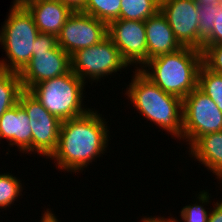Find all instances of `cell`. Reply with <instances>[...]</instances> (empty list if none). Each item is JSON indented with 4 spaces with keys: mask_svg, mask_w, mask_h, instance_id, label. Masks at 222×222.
Masks as SVG:
<instances>
[{
    "mask_svg": "<svg viewBox=\"0 0 222 222\" xmlns=\"http://www.w3.org/2000/svg\"><path fill=\"white\" fill-rule=\"evenodd\" d=\"M95 109L61 123L58 145L51 159L56 167L68 172H83L105 153L109 142L106 119Z\"/></svg>",
    "mask_w": 222,
    "mask_h": 222,
    "instance_id": "cell-1",
    "label": "cell"
},
{
    "mask_svg": "<svg viewBox=\"0 0 222 222\" xmlns=\"http://www.w3.org/2000/svg\"><path fill=\"white\" fill-rule=\"evenodd\" d=\"M133 73L125 93L127 99L147 120L182 140V99L162 91L141 70L135 69Z\"/></svg>",
    "mask_w": 222,
    "mask_h": 222,
    "instance_id": "cell-2",
    "label": "cell"
},
{
    "mask_svg": "<svg viewBox=\"0 0 222 222\" xmlns=\"http://www.w3.org/2000/svg\"><path fill=\"white\" fill-rule=\"evenodd\" d=\"M202 64V51L181 47L177 51L148 60L139 70L162 91L183 100L198 87V74Z\"/></svg>",
    "mask_w": 222,
    "mask_h": 222,
    "instance_id": "cell-3",
    "label": "cell"
},
{
    "mask_svg": "<svg viewBox=\"0 0 222 222\" xmlns=\"http://www.w3.org/2000/svg\"><path fill=\"white\" fill-rule=\"evenodd\" d=\"M9 12L0 30V45L9 60H0V70L20 73L31 60L39 30L24 5L12 4Z\"/></svg>",
    "mask_w": 222,
    "mask_h": 222,
    "instance_id": "cell-4",
    "label": "cell"
},
{
    "mask_svg": "<svg viewBox=\"0 0 222 222\" xmlns=\"http://www.w3.org/2000/svg\"><path fill=\"white\" fill-rule=\"evenodd\" d=\"M85 83L72 71L34 85L29 92L42 106L61 121L86 114L84 107Z\"/></svg>",
    "mask_w": 222,
    "mask_h": 222,
    "instance_id": "cell-5",
    "label": "cell"
},
{
    "mask_svg": "<svg viewBox=\"0 0 222 222\" xmlns=\"http://www.w3.org/2000/svg\"><path fill=\"white\" fill-rule=\"evenodd\" d=\"M70 70V55L58 46L57 36L39 33L31 60L19 76L23 90L29 91L39 82L62 76Z\"/></svg>",
    "mask_w": 222,
    "mask_h": 222,
    "instance_id": "cell-6",
    "label": "cell"
},
{
    "mask_svg": "<svg viewBox=\"0 0 222 222\" xmlns=\"http://www.w3.org/2000/svg\"><path fill=\"white\" fill-rule=\"evenodd\" d=\"M71 70L84 82L117 73L128 67L118 48L109 36L88 48L80 49L70 56Z\"/></svg>",
    "mask_w": 222,
    "mask_h": 222,
    "instance_id": "cell-7",
    "label": "cell"
},
{
    "mask_svg": "<svg viewBox=\"0 0 222 222\" xmlns=\"http://www.w3.org/2000/svg\"><path fill=\"white\" fill-rule=\"evenodd\" d=\"M183 140L191 145L198 137L222 131V112L198 87L183 100Z\"/></svg>",
    "mask_w": 222,
    "mask_h": 222,
    "instance_id": "cell-8",
    "label": "cell"
},
{
    "mask_svg": "<svg viewBox=\"0 0 222 222\" xmlns=\"http://www.w3.org/2000/svg\"><path fill=\"white\" fill-rule=\"evenodd\" d=\"M18 103L26 111L32 129V152L50 159L55 152L62 121L50 114L42 104L29 92L23 90Z\"/></svg>",
    "mask_w": 222,
    "mask_h": 222,
    "instance_id": "cell-9",
    "label": "cell"
},
{
    "mask_svg": "<svg viewBox=\"0 0 222 222\" xmlns=\"http://www.w3.org/2000/svg\"><path fill=\"white\" fill-rule=\"evenodd\" d=\"M107 36V23L82 11H73L57 35V42L71 56L80 49L99 43Z\"/></svg>",
    "mask_w": 222,
    "mask_h": 222,
    "instance_id": "cell-10",
    "label": "cell"
},
{
    "mask_svg": "<svg viewBox=\"0 0 222 222\" xmlns=\"http://www.w3.org/2000/svg\"><path fill=\"white\" fill-rule=\"evenodd\" d=\"M197 0H160V11L182 47L199 50Z\"/></svg>",
    "mask_w": 222,
    "mask_h": 222,
    "instance_id": "cell-11",
    "label": "cell"
},
{
    "mask_svg": "<svg viewBox=\"0 0 222 222\" xmlns=\"http://www.w3.org/2000/svg\"><path fill=\"white\" fill-rule=\"evenodd\" d=\"M108 36L118 48L122 58L130 65L147 62V40L144 21L115 19L108 24Z\"/></svg>",
    "mask_w": 222,
    "mask_h": 222,
    "instance_id": "cell-12",
    "label": "cell"
},
{
    "mask_svg": "<svg viewBox=\"0 0 222 222\" xmlns=\"http://www.w3.org/2000/svg\"><path fill=\"white\" fill-rule=\"evenodd\" d=\"M7 139L8 145L17 146L21 153L32 152V129L26 111L19 103L0 117V139Z\"/></svg>",
    "mask_w": 222,
    "mask_h": 222,
    "instance_id": "cell-13",
    "label": "cell"
},
{
    "mask_svg": "<svg viewBox=\"0 0 222 222\" xmlns=\"http://www.w3.org/2000/svg\"><path fill=\"white\" fill-rule=\"evenodd\" d=\"M32 14L39 33L58 35L73 11L58 0H31L24 4Z\"/></svg>",
    "mask_w": 222,
    "mask_h": 222,
    "instance_id": "cell-14",
    "label": "cell"
},
{
    "mask_svg": "<svg viewBox=\"0 0 222 222\" xmlns=\"http://www.w3.org/2000/svg\"><path fill=\"white\" fill-rule=\"evenodd\" d=\"M144 23L147 40V61L156 56L177 51L182 47L160 10Z\"/></svg>",
    "mask_w": 222,
    "mask_h": 222,
    "instance_id": "cell-15",
    "label": "cell"
},
{
    "mask_svg": "<svg viewBox=\"0 0 222 222\" xmlns=\"http://www.w3.org/2000/svg\"><path fill=\"white\" fill-rule=\"evenodd\" d=\"M188 152L222 183V131L198 137Z\"/></svg>",
    "mask_w": 222,
    "mask_h": 222,
    "instance_id": "cell-16",
    "label": "cell"
},
{
    "mask_svg": "<svg viewBox=\"0 0 222 222\" xmlns=\"http://www.w3.org/2000/svg\"><path fill=\"white\" fill-rule=\"evenodd\" d=\"M22 91L19 73L0 70V117L18 103Z\"/></svg>",
    "mask_w": 222,
    "mask_h": 222,
    "instance_id": "cell-17",
    "label": "cell"
},
{
    "mask_svg": "<svg viewBox=\"0 0 222 222\" xmlns=\"http://www.w3.org/2000/svg\"><path fill=\"white\" fill-rule=\"evenodd\" d=\"M160 10V0H121L120 19L146 21Z\"/></svg>",
    "mask_w": 222,
    "mask_h": 222,
    "instance_id": "cell-18",
    "label": "cell"
},
{
    "mask_svg": "<svg viewBox=\"0 0 222 222\" xmlns=\"http://www.w3.org/2000/svg\"><path fill=\"white\" fill-rule=\"evenodd\" d=\"M198 88L210 97L222 112V74L201 65L198 74Z\"/></svg>",
    "mask_w": 222,
    "mask_h": 222,
    "instance_id": "cell-19",
    "label": "cell"
},
{
    "mask_svg": "<svg viewBox=\"0 0 222 222\" xmlns=\"http://www.w3.org/2000/svg\"><path fill=\"white\" fill-rule=\"evenodd\" d=\"M121 0H86L83 13L109 24L120 19Z\"/></svg>",
    "mask_w": 222,
    "mask_h": 222,
    "instance_id": "cell-20",
    "label": "cell"
},
{
    "mask_svg": "<svg viewBox=\"0 0 222 222\" xmlns=\"http://www.w3.org/2000/svg\"><path fill=\"white\" fill-rule=\"evenodd\" d=\"M11 173L0 174V209L8 208L22 195V183Z\"/></svg>",
    "mask_w": 222,
    "mask_h": 222,
    "instance_id": "cell-21",
    "label": "cell"
},
{
    "mask_svg": "<svg viewBox=\"0 0 222 222\" xmlns=\"http://www.w3.org/2000/svg\"><path fill=\"white\" fill-rule=\"evenodd\" d=\"M196 198V203L184 206L180 211L181 220L183 222H208L210 212L204 208V205L209 204L211 195L205 190L200 191ZM210 195V196H209ZM198 199V203H197ZM204 205H202V204ZM175 222H180L172 218Z\"/></svg>",
    "mask_w": 222,
    "mask_h": 222,
    "instance_id": "cell-22",
    "label": "cell"
},
{
    "mask_svg": "<svg viewBox=\"0 0 222 222\" xmlns=\"http://www.w3.org/2000/svg\"><path fill=\"white\" fill-rule=\"evenodd\" d=\"M215 4H199V51L203 49L204 40L210 35L214 26Z\"/></svg>",
    "mask_w": 222,
    "mask_h": 222,
    "instance_id": "cell-23",
    "label": "cell"
},
{
    "mask_svg": "<svg viewBox=\"0 0 222 222\" xmlns=\"http://www.w3.org/2000/svg\"><path fill=\"white\" fill-rule=\"evenodd\" d=\"M203 64L213 72L222 74V44L203 45Z\"/></svg>",
    "mask_w": 222,
    "mask_h": 222,
    "instance_id": "cell-24",
    "label": "cell"
},
{
    "mask_svg": "<svg viewBox=\"0 0 222 222\" xmlns=\"http://www.w3.org/2000/svg\"><path fill=\"white\" fill-rule=\"evenodd\" d=\"M214 26L203 45L222 44V3L215 4Z\"/></svg>",
    "mask_w": 222,
    "mask_h": 222,
    "instance_id": "cell-25",
    "label": "cell"
},
{
    "mask_svg": "<svg viewBox=\"0 0 222 222\" xmlns=\"http://www.w3.org/2000/svg\"><path fill=\"white\" fill-rule=\"evenodd\" d=\"M213 205L214 207L210 210L208 222H222V201H217Z\"/></svg>",
    "mask_w": 222,
    "mask_h": 222,
    "instance_id": "cell-26",
    "label": "cell"
},
{
    "mask_svg": "<svg viewBox=\"0 0 222 222\" xmlns=\"http://www.w3.org/2000/svg\"><path fill=\"white\" fill-rule=\"evenodd\" d=\"M66 4L72 11H83L86 0H58Z\"/></svg>",
    "mask_w": 222,
    "mask_h": 222,
    "instance_id": "cell-27",
    "label": "cell"
},
{
    "mask_svg": "<svg viewBox=\"0 0 222 222\" xmlns=\"http://www.w3.org/2000/svg\"><path fill=\"white\" fill-rule=\"evenodd\" d=\"M47 208L42 215L40 222H59L55 214L51 212V210Z\"/></svg>",
    "mask_w": 222,
    "mask_h": 222,
    "instance_id": "cell-28",
    "label": "cell"
},
{
    "mask_svg": "<svg viewBox=\"0 0 222 222\" xmlns=\"http://www.w3.org/2000/svg\"><path fill=\"white\" fill-rule=\"evenodd\" d=\"M141 222H175V221L172 219V217L169 219V218H164V216L163 217L145 216L144 218L141 219Z\"/></svg>",
    "mask_w": 222,
    "mask_h": 222,
    "instance_id": "cell-29",
    "label": "cell"
},
{
    "mask_svg": "<svg viewBox=\"0 0 222 222\" xmlns=\"http://www.w3.org/2000/svg\"><path fill=\"white\" fill-rule=\"evenodd\" d=\"M198 4H216L221 3V0H197Z\"/></svg>",
    "mask_w": 222,
    "mask_h": 222,
    "instance_id": "cell-30",
    "label": "cell"
},
{
    "mask_svg": "<svg viewBox=\"0 0 222 222\" xmlns=\"http://www.w3.org/2000/svg\"><path fill=\"white\" fill-rule=\"evenodd\" d=\"M29 1H31V0H14L13 4H15V5H24Z\"/></svg>",
    "mask_w": 222,
    "mask_h": 222,
    "instance_id": "cell-31",
    "label": "cell"
}]
</instances>
